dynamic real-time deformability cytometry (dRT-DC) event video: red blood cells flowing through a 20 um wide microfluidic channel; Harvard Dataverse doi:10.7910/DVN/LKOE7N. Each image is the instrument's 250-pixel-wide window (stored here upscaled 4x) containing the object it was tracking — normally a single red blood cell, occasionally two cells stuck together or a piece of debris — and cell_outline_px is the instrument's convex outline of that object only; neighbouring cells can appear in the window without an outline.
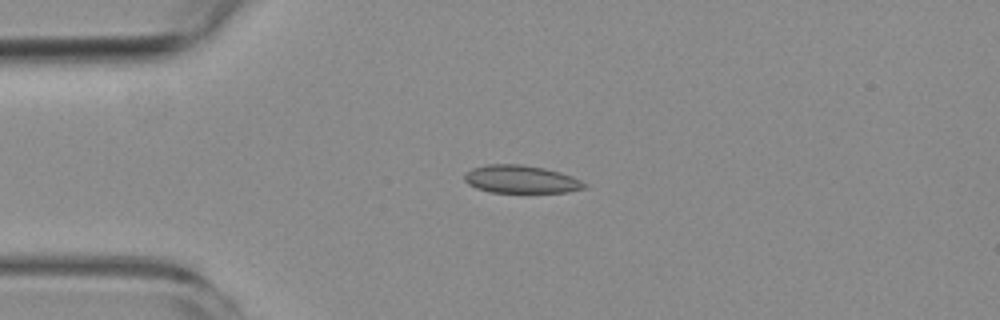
{"species": "common noctule bat (a hibernating species)", "species_latin": "Nyctalus noctula", "temperature_condition": "room temperature", "stored_images_in_passage": 7, "camera_frame_rate_fps": 3000, "um_per_image_px": 0.085, "animal": {"sex": "female", "body_mass_g": 19.3, "forearm_length_mm": 54.1}, "frame": {"image": 1, "passage_image": 1, "time_ms": 0.0, "image_size_px": [1000, 320], "cell_outline_px": [[588, 188], [568, 192], [488, 192], [476, 188], [468, 184], [464, 180], [464, 172], [472, 168], [488, 164], [520, 164], [544, 168], [560, 172], [572, 176], [588, 184]], "centroid_in_image_um": [44.28, 15.24], "position_along_channel_um": 40.7, "area_um2": 19.65}}
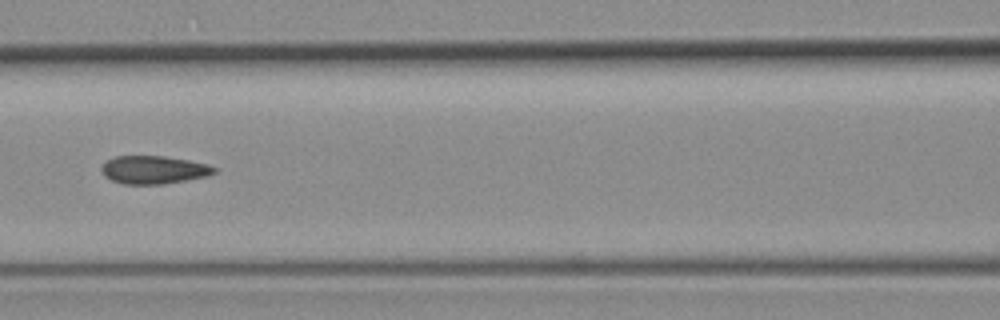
{"frame": {"image": 2, "passage_image": 4, "time_ms": 3.667, "image_size_px": [1000, 320], "cell_outline_px": [[216, 172], [208, 176], [164, 184], [124, 184], [112, 180], [104, 176], [100, 168], [108, 160], [116, 156], [164, 156], [188, 160], [208, 164], [216, 168]], "centroid_in_image_um": [13.08, 14.43], "position_along_channel_um": 153.5, "area_um2": 18.38}}
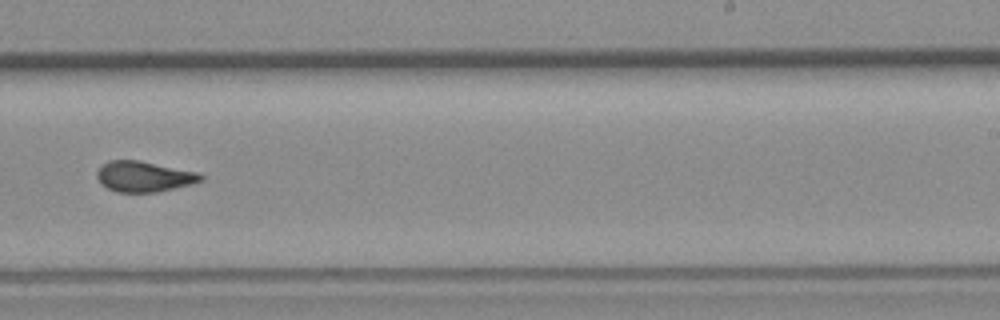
{"frame": {"image": 3, "passage_image": 7, "time_ms": 7.0, "image_size_px": [1000, 320], "cell_outline_px": [[204, 180], [192, 184], [156, 192], [116, 192], [108, 188], [96, 176], [96, 172], [108, 160], [140, 160], [200, 172], [204, 176]], "centroid_in_image_um": [12.3, 14.99], "position_along_channel_um": 276.7, "area_um2": 18.55}}